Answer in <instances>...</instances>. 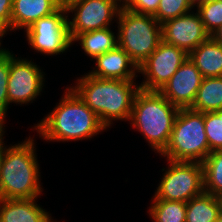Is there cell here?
<instances>
[{
  "label": "cell",
  "mask_w": 222,
  "mask_h": 222,
  "mask_svg": "<svg viewBox=\"0 0 222 222\" xmlns=\"http://www.w3.org/2000/svg\"><path fill=\"white\" fill-rule=\"evenodd\" d=\"M121 8L116 0H81L71 4L66 8L68 14L74 13L72 21L68 19L71 40L81 33L110 27Z\"/></svg>",
  "instance_id": "cell-10"
},
{
  "label": "cell",
  "mask_w": 222,
  "mask_h": 222,
  "mask_svg": "<svg viewBox=\"0 0 222 222\" xmlns=\"http://www.w3.org/2000/svg\"><path fill=\"white\" fill-rule=\"evenodd\" d=\"M195 7L191 0H160L157 12L153 15L160 23L189 13Z\"/></svg>",
  "instance_id": "cell-24"
},
{
  "label": "cell",
  "mask_w": 222,
  "mask_h": 222,
  "mask_svg": "<svg viewBox=\"0 0 222 222\" xmlns=\"http://www.w3.org/2000/svg\"><path fill=\"white\" fill-rule=\"evenodd\" d=\"M210 36L222 45V24Z\"/></svg>",
  "instance_id": "cell-31"
},
{
  "label": "cell",
  "mask_w": 222,
  "mask_h": 222,
  "mask_svg": "<svg viewBox=\"0 0 222 222\" xmlns=\"http://www.w3.org/2000/svg\"><path fill=\"white\" fill-rule=\"evenodd\" d=\"M191 109L202 113L222 110V77L203 78Z\"/></svg>",
  "instance_id": "cell-20"
},
{
  "label": "cell",
  "mask_w": 222,
  "mask_h": 222,
  "mask_svg": "<svg viewBox=\"0 0 222 222\" xmlns=\"http://www.w3.org/2000/svg\"><path fill=\"white\" fill-rule=\"evenodd\" d=\"M77 81L71 88L106 128L112 120L129 121L140 85L128 80L100 79L88 73Z\"/></svg>",
  "instance_id": "cell-2"
},
{
  "label": "cell",
  "mask_w": 222,
  "mask_h": 222,
  "mask_svg": "<svg viewBox=\"0 0 222 222\" xmlns=\"http://www.w3.org/2000/svg\"><path fill=\"white\" fill-rule=\"evenodd\" d=\"M197 12L201 17L205 30L211 35L222 24V1L209 0L199 3Z\"/></svg>",
  "instance_id": "cell-23"
},
{
  "label": "cell",
  "mask_w": 222,
  "mask_h": 222,
  "mask_svg": "<svg viewBox=\"0 0 222 222\" xmlns=\"http://www.w3.org/2000/svg\"><path fill=\"white\" fill-rule=\"evenodd\" d=\"M12 6L13 0H0V20L10 28V31Z\"/></svg>",
  "instance_id": "cell-28"
},
{
  "label": "cell",
  "mask_w": 222,
  "mask_h": 222,
  "mask_svg": "<svg viewBox=\"0 0 222 222\" xmlns=\"http://www.w3.org/2000/svg\"><path fill=\"white\" fill-rule=\"evenodd\" d=\"M36 199H0V222H54Z\"/></svg>",
  "instance_id": "cell-15"
},
{
  "label": "cell",
  "mask_w": 222,
  "mask_h": 222,
  "mask_svg": "<svg viewBox=\"0 0 222 222\" xmlns=\"http://www.w3.org/2000/svg\"><path fill=\"white\" fill-rule=\"evenodd\" d=\"M216 222H222V211H221V213L219 214Z\"/></svg>",
  "instance_id": "cell-35"
},
{
  "label": "cell",
  "mask_w": 222,
  "mask_h": 222,
  "mask_svg": "<svg viewBox=\"0 0 222 222\" xmlns=\"http://www.w3.org/2000/svg\"><path fill=\"white\" fill-rule=\"evenodd\" d=\"M221 213L218 196L203 192L186 203V222H216Z\"/></svg>",
  "instance_id": "cell-19"
},
{
  "label": "cell",
  "mask_w": 222,
  "mask_h": 222,
  "mask_svg": "<svg viewBox=\"0 0 222 222\" xmlns=\"http://www.w3.org/2000/svg\"><path fill=\"white\" fill-rule=\"evenodd\" d=\"M210 153L204 126V113L179 109L167 147L161 156L172 161L202 163Z\"/></svg>",
  "instance_id": "cell-5"
},
{
  "label": "cell",
  "mask_w": 222,
  "mask_h": 222,
  "mask_svg": "<svg viewBox=\"0 0 222 222\" xmlns=\"http://www.w3.org/2000/svg\"><path fill=\"white\" fill-rule=\"evenodd\" d=\"M68 19L67 10L62 7L48 16L41 17L25 30L28 45L48 56L67 51L72 45Z\"/></svg>",
  "instance_id": "cell-8"
},
{
  "label": "cell",
  "mask_w": 222,
  "mask_h": 222,
  "mask_svg": "<svg viewBox=\"0 0 222 222\" xmlns=\"http://www.w3.org/2000/svg\"><path fill=\"white\" fill-rule=\"evenodd\" d=\"M204 126L210 153L222 149V110L204 113Z\"/></svg>",
  "instance_id": "cell-25"
},
{
  "label": "cell",
  "mask_w": 222,
  "mask_h": 222,
  "mask_svg": "<svg viewBox=\"0 0 222 222\" xmlns=\"http://www.w3.org/2000/svg\"><path fill=\"white\" fill-rule=\"evenodd\" d=\"M204 78L222 77V45L211 36L189 54Z\"/></svg>",
  "instance_id": "cell-17"
},
{
  "label": "cell",
  "mask_w": 222,
  "mask_h": 222,
  "mask_svg": "<svg viewBox=\"0 0 222 222\" xmlns=\"http://www.w3.org/2000/svg\"><path fill=\"white\" fill-rule=\"evenodd\" d=\"M148 213L154 222H186V203L153 199Z\"/></svg>",
  "instance_id": "cell-22"
},
{
  "label": "cell",
  "mask_w": 222,
  "mask_h": 222,
  "mask_svg": "<svg viewBox=\"0 0 222 222\" xmlns=\"http://www.w3.org/2000/svg\"><path fill=\"white\" fill-rule=\"evenodd\" d=\"M96 69L89 75L100 79L134 81L138 75V66L119 46L103 55L97 56Z\"/></svg>",
  "instance_id": "cell-14"
},
{
  "label": "cell",
  "mask_w": 222,
  "mask_h": 222,
  "mask_svg": "<svg viewBox=\"0 0 222 222\" xmlns=\"http://www.w3.org/2000/svg\"><path fill=\"white\" fill-rule=\"evenodd\" d=\"M122 7H125L131 0H116ZM122 2V3H121Z\"/></svg>",
  "instance_id": "cell-33"
},
{
  "label": "cell",
  "mask_w": 222,
  "mask_h": 222,
  "mask_svg": "<svg viewBox=\"0 0 222 222\" xmlns=\"http://www.w3.org/2000/svg\"><path fill=\"white\" fill-rule=\"evenodd\" d=\"M159 2L160 0H131L125 8L135 13L154 15Z\"/></svg>",
  "instance_id": "cell-27"
},
{
  "label": "cell",
  "mask_w": 222,
  "mask_h": 222,
  "mask_svg": "<svg viewBox=\"0 0 222 222\" xmlns=\"http://www.w3.org/2000/svg\"><path fill=\"white\" fill-rule=\"evenodd\" d=\"M118 22V46L139 67L157 48L162 40L161 24L153 15L120 9Z\"/></svg>",
  "instance_id": "cell-6"
},
{
  "label": "cell",
  "mask_w": 222,
  "mask_h": 222,
  "mask_svg": "<svg viewBox=\"0 0 222 222\" xmlns=\"http://www.w3.org/2000/svg\"><path fill=\"white\" fill-rule=\"evenodd\" d=\"M202 166L204 192L219 197L222 194V149L209 153Z\"/></svg>",
  "instance_id": "cell-21"
},
{
  "label": "cell",
  "mask_w": 222,
  "mask_h": 222,
  "mask_svg": "<svg viewBox=\"0 0 222 222\" xmlns=\"http://www.w3.org/2000/svg\"><path fill=\"white\" fill-rule=\"evenodd\" d=\"M188 58L184 50L161 40L155 51L138 67V73L146 79L139 84L140 89L160 91Z\"/></svg>",
  "instance_id": "cell-9"
},
{
  "label": "cell",
  "mask_w": 222,
  "mask_h": 222,
  "mask_svg": "<svg viewBox=\"0 0 222 222\" xmlns=\"http://www.w3.org/2000/svg\"><path fill=\"white\" fill-rule=\"evenodd\" d=\"M5 124H0V166H1V161H2V158H3V155H4V152L6 150V146H4V142H3V135L5 133V131L3 129H5L3 126Z\"/></svg>",
  "instance_id": "cell-30"
},
{
  "label": "cell",
  "mask_w": 222,
  "mask_h": 222,
  "mask_svg": "<svg viewBox=\"0 0 222 222\" xmlns=\"http://www.w3.org/2000/svg\"><path fill=\"white\" fill-rule=\"evenodd\" d=\"M220 202H221V211H222V194L219 196Z\"/></svg>",
  "instance_id": "cell-36"
},
{
  "label": "cell",
  "mask_w": 222,
  "mask_h": 222,
  "mask_svg": "<svg viewBox=\"0 0 222 222\" xmlns=\"http://www.w3.org/2000/svg\"><path fill=\"white\" fill-rule=\"evenodd\" d=\"M78 41L87 56L92 59L118 46V36H115L110 27L81 33L72 43Z\"/></svg>",
  "instance_id": "cell-18"
},
{
  "label": "cell",
  "mask_w": 222,
  "mask_h": 222,
  "mask_svg": "<svg viewBox=\"0 0 222 222\" xmlns=\"http://www.w3.org/2000/svg\"><path fill=\"white\" fill-rule=\"evenodd\" d=\"M31 60L15 58L10 53L7 86L8 108L10 103L29 104L39 96L44 86V72ZM31 101V102H30Z\"/></svg>",
  "instance_id": "cell-11"
},
{
  "label": "cell",
  "mask_w": 222,
  "mask_h": 222,
  "mask_svg": "<svg viewBox=\"0 0 222 222\" xmlns=\"http://www.w3.org/2000/svg\"><path fill=\"white\" fill-rule=\"evenodd\" d=\"M179 108L159 91L141 90L136 94L129 121L149 146L161 154L168 145Z\"/></svg>",
  "instance_id": "cell-4"
},
{
  "label": "cell",
  "mask_w": 222,
  "mask_h": 222,
  "mask_svg": "<svg viewBox=\"0 0 222 222\" xmlns=\"http://www.w3.org/2000/svg\"><path fill=\"white\" fill-rule=\"evenodd\" d=\"M203 78L188 58L159 92L177 108H191Z\"/></svg>",
  "instance_id": "cell-13"
},
{
  "label": "cell",
  "mask_w": 222,
  "mask_h": 222,
  "mask_svg": "<svg viewBox=\"0 0 222 222\" xmlns=\"http://www.w3.org/2000/svg\"><path fill=\"white\" fill-rule=\"evenodd\" d=\"M34 139L6 148L0 166V199H32L42 193Z\"/></svg>",
  "instance_id": "cell-3"
},
{
  "label": "cell",
  "mask_w": 222,
  "mask_h": 222,
  "mask_svg": "<svg viewBox=\"0 0 222 222\" xmlns=\"http://www.w3.org/2000/svg\"><path fill=\"white\" fill-rule=\"evenodd\" d=\"M78 1H81V0H55V2L59 5V7H62L65 9L69 7L71 4Z\"/></svg>",
  "instance_id": "cell-32"
},
{
  "label": "cell",
  "mask_w": 222,
  "mask_h": 222,
  "mask_svg": "<svg viewBox=\"0 0 222 222\" xmlns=\"http://www.w3.org/2000/svg\"><path fill=\"white\" fill-rule=\"evenodd\" d=\"M9 32L10 31V28L3 22L0 20V39H2V37L7 34L6 32ZM0 47H1V41H0ZM10 52L9 50H6V49H2L0 48V55H3V54H6Z\"/></svg>",
  "instance_id": "cell-29"
},
{
  "label": "cell",
  "mask_w": 222,
  "mask_h": 222,
  "mask_svg": "<svg viewBox=\"0 0 222 222\" xmlns=\"http://www.w3.org/2000/svg\"><path fill=\"white\" fill-rule=\"evenodd\" d=\"M205 1H209V0H191L192 4L195 6H197L199 3L205 2Z\"/></svg>",
  "instance_id": "cell-34"
},
{
  "label": "cell",
  "mask_w": 222,
  "mask_h": 222,
  "mask_svg": "<svg viewBox=\"0 0 222 222\" xmlns=\"http://www.w3.org/2000/svg\"><path fill=\"white\" fill-rule=\"evenodd\" d=\"M161 34L165 43L184 50L188 55L210 37L199 13L193 11L162 23Z\"/></svg>",
  "instance_id": "cell-12"
},
{
  "label": "cell",
  "mask_w": 222,
  "mask_h": 222,
  "mask_svg": "<svg viewBox=\"0 0 222 222\" xmlns=\"http://www.w3.org/2000/svg\"><path fill=\"white\" fill-rule=\"evenodd\" d=\"M46 141H78L92 138L107 128L70 87L53 111L34 126Z\"/></svg>",
  "instance_id": "cell-1"
},
{
  "label": "cell",
  "mask_w": 222,
  "mask_h": 222,
  "mask_svg": "<svg viewBox=\"0 0 222 222\" xmlns=\"http://www.w3.org/2000/svg\"><path fill=\"white\" fill-rule=\"evenodd\" d=\"M10 67V52L0 55V124H4L8 109L7 86Z\"/></svg>",
  "instance_id": "cell-26"
},
{
  "label": "cell",
  "mask_w": 222,
  "mask_h": 222,
  "mask_svg": "<svg viewBox=\"0 0 222 222\" xmlns=\"http://www.w3.org/2000/svg\"><path fill=\"white\" fill-rule=\"evenodd\" d=\"M154 194V199L187 203L204 192L203 166L199 162L172 161Z\"/></svg>",
  "instance_id": "cell-7"
},
{
  "label": "cell",
  "mask_w": 222,
  "mask_h": 222,
  "mask_svg": "<svg viewBox=\"0 0 222 222\" xmlns=\"http://www.w3.org/2000/svg\"><path fill=\"white\" fill-rule=\"evenodd\" d=\"M59 8L55 0H13L11 30H25Z\"/></svg>",
  "instance_id": "cell-16"
}]
</instances>
